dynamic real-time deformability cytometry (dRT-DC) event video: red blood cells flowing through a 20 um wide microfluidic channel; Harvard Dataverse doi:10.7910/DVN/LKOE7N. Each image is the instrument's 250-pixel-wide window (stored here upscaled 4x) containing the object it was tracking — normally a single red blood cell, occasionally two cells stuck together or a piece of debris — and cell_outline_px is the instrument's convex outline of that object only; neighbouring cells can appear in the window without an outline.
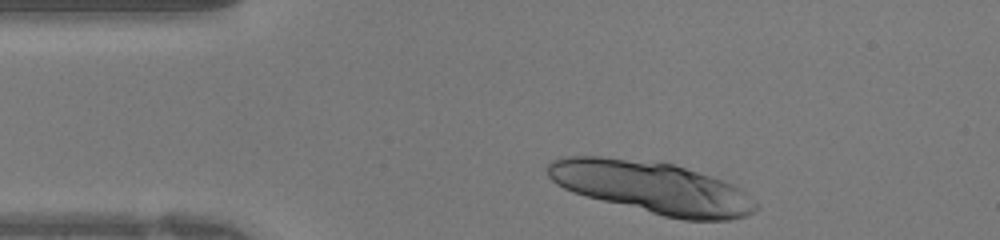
{"species": "human", "species_latin": "Homo sapiens", "temperature_condition": "warm", "stored_images_in_passage": 8, "camera_frame_rate_fps": 3000, "um_per_image_px": 0.085, "donor": {"sex": "female"}, "frame": {"image": 1, "passage_image": 1, "time_ms": 0.0, "image_size_px": [1000, 240], "cell_outline_px": [[760, 208], [744, 216], [728, 220], [684, 220], [664, 216], [584, 196], [572, 192], [556, 184], [548, 176], [544, 168], [552, 160], [560, 156], [600, 156], [660, 160], [724, 180], [740, 188]], "centroid_in_image_um": [55.37, 15.91], "position_along_channel_um": 29.6, "area_um2": 63.46}}